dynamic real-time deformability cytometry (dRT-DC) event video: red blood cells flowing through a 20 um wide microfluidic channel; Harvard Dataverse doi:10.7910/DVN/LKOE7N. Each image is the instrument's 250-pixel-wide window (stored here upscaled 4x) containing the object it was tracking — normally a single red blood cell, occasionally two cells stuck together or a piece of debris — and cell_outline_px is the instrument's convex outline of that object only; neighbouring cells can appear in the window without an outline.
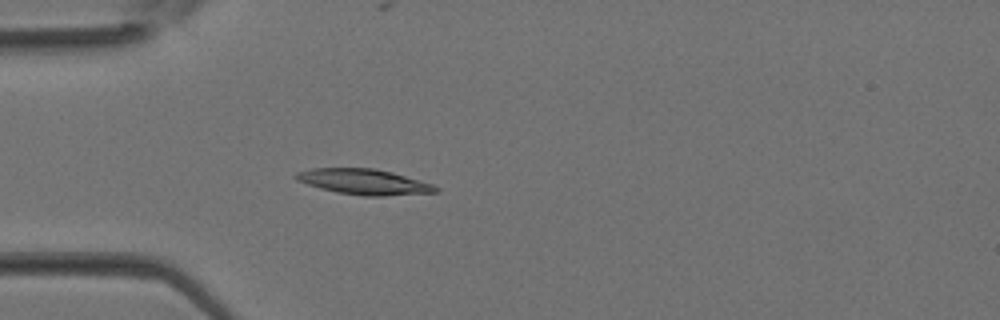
{"species": "Egyptian fruit bat (a non-hibernating species)", "species_latin": "Rousettus aegyptiacus", "temperature_condition": "room temperature", "stored_images_in_passage": 37, "camera_frame_rate_fps": 3000, "um_per_image_px": 0.085, "animal": {"sex": "female"}, "frame": {"image": 1, "passage_image": 11, "time_ms": 3.333, "image_size_px": [1000, 320], "cell_outline_px": [[440, 192], [384, 196], [364, 196], [336, 192], [320, 188], [296, 180], [292, 176], [296, 172], [312, 168], [372, 168], [392, 172], [432, 184], [440, 188]], "centroid_in_image_um": [30.93, 15.45], "position_along_channel_um": 54.1, "area_um2": 20.81}}
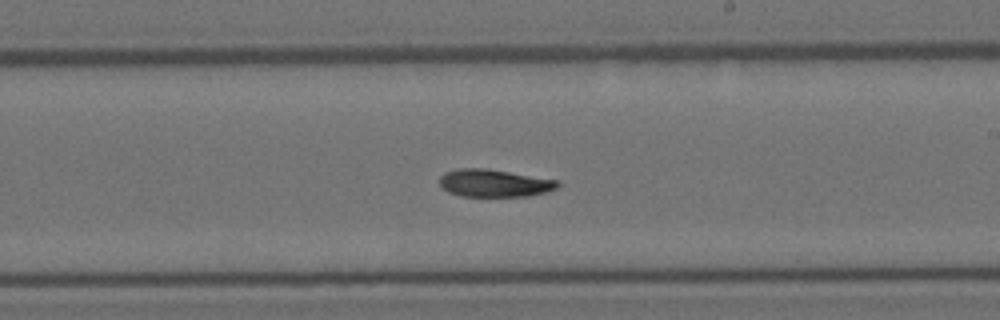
{"frame": {"image": 2, "passage_image": 22, "time_ms": 7.0, "image_size_px": [1000, 320], "cell_outline_px": [[560, 184], [556, 188], [544, 192], [528, 196], [460, 196], [448, 192], [440, 184], [440, 176], [444, 172], [460, 168], [484, 168], [560, 180]], "centroid_in_image_um": [42.01, 15.56], "position_along_channel_um": 247.0, "area_um2": 18.9}}
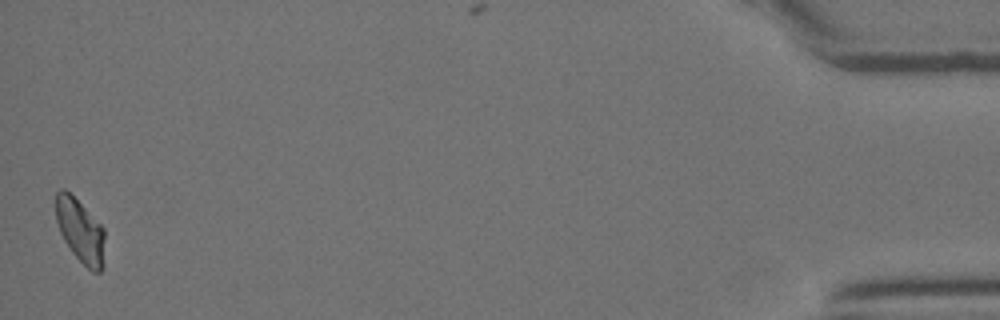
{"frame": {"image": 3, "passage_image": 37, "time_ms": 12.0, "image_size_px": [1000, 320], "cell_outline_px": [[104, 268], [100, 272], [92, 272], [72, 252], [64, 240], [60, 232], [56, 220], [56, 192], [60, 188], [64, 188], [104, 228]], "centroid_in_image_um": [6.83, 19.65], "position_along_channel_um": 428.4, "area_um2": 17.92}}